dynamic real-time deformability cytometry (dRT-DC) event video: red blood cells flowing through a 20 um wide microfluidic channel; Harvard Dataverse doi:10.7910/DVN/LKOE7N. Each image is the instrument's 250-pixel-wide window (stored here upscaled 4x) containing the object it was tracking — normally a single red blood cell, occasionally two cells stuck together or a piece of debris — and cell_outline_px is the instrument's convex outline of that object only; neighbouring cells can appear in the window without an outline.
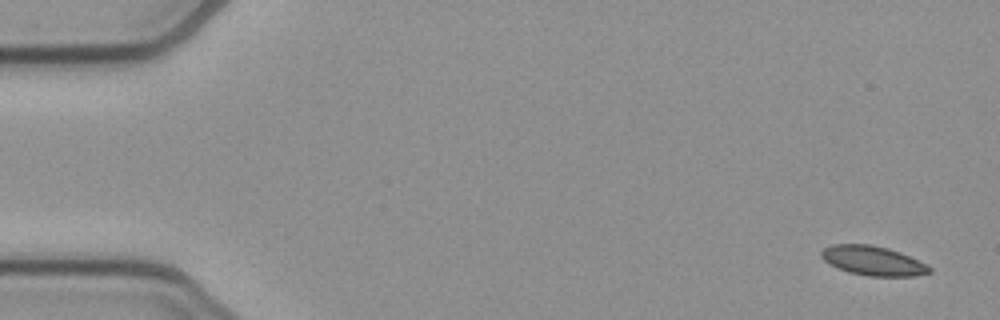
{"species": "common noctule bat (a hibernating species)", "species_latin": "Nyctalus noctula", "temperature_condition": "cold", "stored_images_in_passage": 52, "camera_frame_rate_fps": 3000, "um_per_image_px": 0.085, "animal": {"sex": "female", "body_mass_g": 21.9}, "frame": {"image": 1, "passage_image": 1, "time_ms": 0.0, "image_size_px": [1000, 320], "cell_outline_px": [[932, 272], [916, 276], [868, 276], [848, 272], [828, 264], [820, 256], [820, 252], [824, 248], [832, 244], [872, 244], [888, 248], [900, 252], [932, 268]], "centroid_in_image_um": [74.16, 22.16], "position_along_channel_um": 10.8, "area_um2": 18.55}}
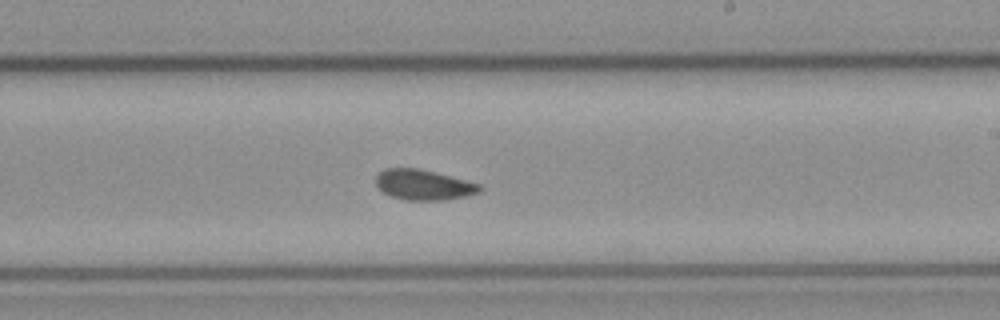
{"frame": {"image": 2, "passage_image": 30, "time_ms": 9.667, "image_size_px": [1000, 320], "cell_outline_px": [[484, 188], [480, 192], [468, 196], [444, 200], [408, 200], [392, 196], [384, 192], [376, 184], [376, 176], [384, 168], [420, 168], [484, 184]], "centroid_in_image_um": [36.09, 15.7], "position_along_channel_um": 252.9, "area_um2": 18.61}}
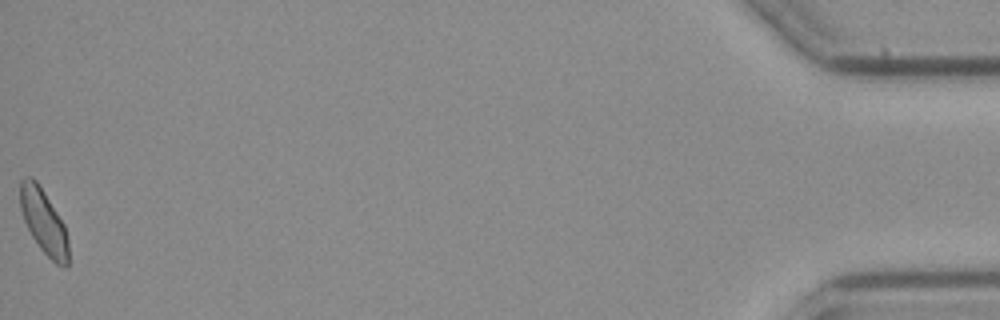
{"frame": {"image": 3, "passage_image": 52, "time_ms": 17.0, "image_size_px": [1000, 320], "cell_outline_px": [[68, 268], [64, 268], [56, 264], [40, 248], [32, 236], [24, 220], [20, 208], [20, 180], [24, 176], [32, 176], [36, 180], [44, 192], [64, 224], [68, 240]], "centroid_in_image_um": [3.71, 18.83], "position_along_channel_um": 431.5, "area_um2": 18.09}, "authors_computed_cell_mechanics": {"area_um2": 18.6405, "velocity_mm_per_s": 3.8617, "shape_relaxation_time_tau1_ms": null, "shape_relaxation_time_tau2_ms": 2.0257, "deformation_change_tau1": null, "deformation_change_tau2": 0.0648}}